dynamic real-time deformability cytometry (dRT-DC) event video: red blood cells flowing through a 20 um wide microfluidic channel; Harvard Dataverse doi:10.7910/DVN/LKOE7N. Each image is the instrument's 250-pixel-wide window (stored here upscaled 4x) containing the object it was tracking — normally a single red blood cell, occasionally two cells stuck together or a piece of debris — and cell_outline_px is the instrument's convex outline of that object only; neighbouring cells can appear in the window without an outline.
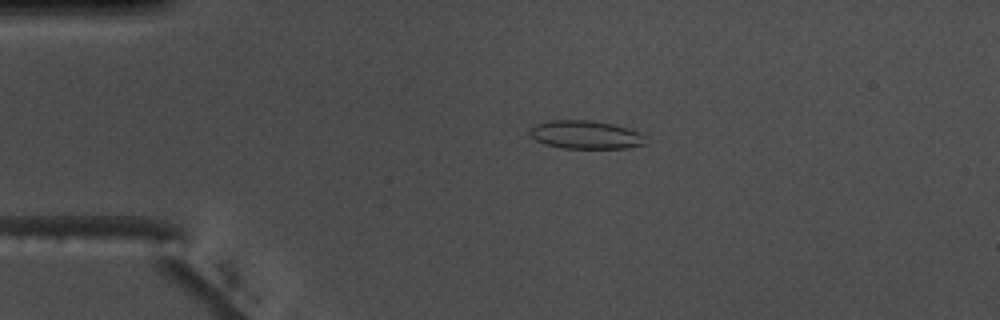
{"species": "common noctule bat (a hibernating species)", "species_latin": "Nyctalus noctula", "temperature_condition": "warm", "stored_images_in_passage": 49, "camera_frame_rate_fps": 3000, "um_per_image_px": 0.085, "animal": {"sex": "male", "body_mass_g": 17.5, "forearm_length_mm": 52.3}, "frame": {"image": 1, "passage_image": 6, "time_ms": 1.667, "image_size_px": [1000, 320], "cell_outline_px": [[648, 144], [628, 148], [564, 148], [544, 144], [536, 140], [528, 132], [536, 124], [548, 120], [592, 120], [612, 124], [628, 128], [640, 132], [644, 136]], "centroid_in_image_um": [49.81, 11.45], "position_along_channel_um": 35.2, "area_um2": 19.19}}
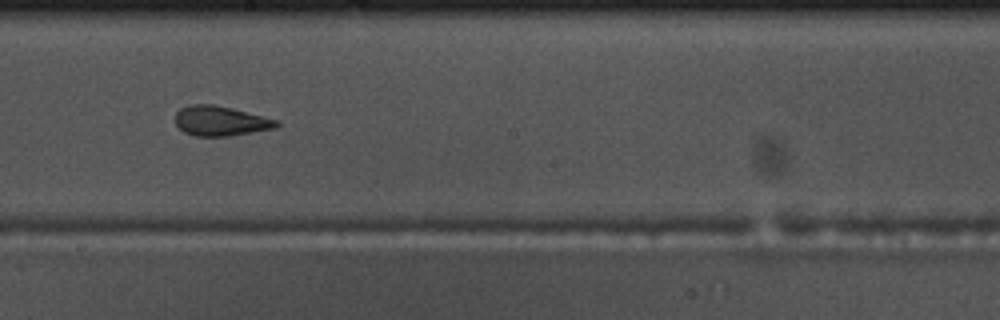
{"frame": {"image": 2, "passage_image": 25, "time_ms": 8.0, "image_size_px": [1000, 320], "cell_outline_px": [[280, 124], [276, 128], [228, 136], [196, 136], [184, 132], [176, 124], [176, 112], [180, 108], [192, 104], [212, 104], [232, 108], [280, 120]], "centroid_in_image_um": [18.77, 10.27], "position_along_channel_um": 229.4, "area_um2": 17.63}}
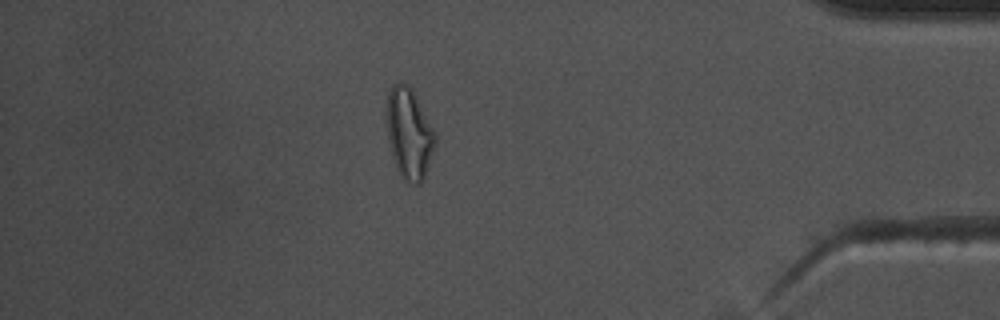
{"frame": {"image": 3, "passage_image": 42, "time_ms": 13.667, "image_size_px": [1000, 320], "cell_outline_px": [[436, 140], [424, 176], [420, 184], [412, 184], [404, 180], [400, 176], [396, 168], [392, 156], [388, 140], [388, 92], [392, 84], [400, 80], [412, 88], [436, 136]], "centroid_in_image_um": [34.76, 11.35], "position_along_channel_um": 400.4, "area_um2": 25.14}, "authors_computed_cell_mechanics": {"area_um2": 18.5538, "velocity_mm_per_s": 3.6981, "shape_relaxation_time_tau1_ms": 7.8241, "shape_relaxation_time_tau2_ms": 1.7721, "deformation_change_tau1": 0.2067, "deformation_change_tau2": 0.0798}}